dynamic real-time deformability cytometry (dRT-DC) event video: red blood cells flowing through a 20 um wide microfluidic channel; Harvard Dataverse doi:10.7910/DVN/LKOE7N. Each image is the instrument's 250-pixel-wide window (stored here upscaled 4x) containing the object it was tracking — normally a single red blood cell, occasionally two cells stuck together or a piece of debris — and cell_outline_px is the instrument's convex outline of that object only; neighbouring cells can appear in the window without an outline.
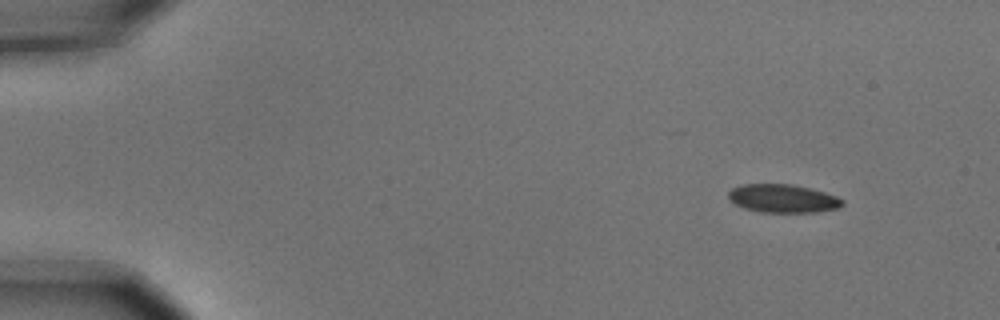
{"species": "common noctule bat (a hibernating species)", "species_latin": "Nyctalus noctula", "temperature_condition": "cold", "stored_images_in_passage": 4, "camera_frame_rate_fps": 3000, "um_per_image_px": 0.085, "animal": {"sex": "male", "body_mass_g": 15.6}, "frame": {"image": 1, "passage_image": 1, "time_ms": 0.0, "image_size_px": [1000, 320], "cell_outline_px": [[844, 204], [840, 208], [816, 212], [760, 212], [744, 208], [728, 200], [728, 192], [732, 188], [744, 184], [792, 184], [824, 192], [836, 196], [844, 200]], "centroid_in_image_um": [66.54, 16.87], "position_along_channel_um": 18.5, "area_um2": 18.84}}
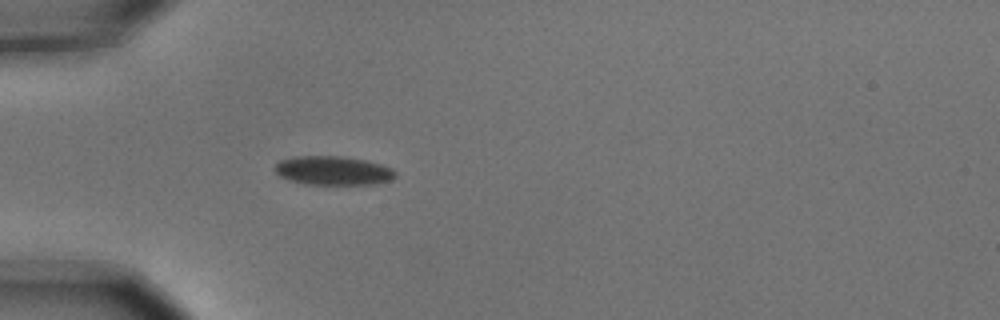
{"frame": {"image": 2, "passage_image": 4, "time_ms": 1.0, "image_size_px": [1000, 320], "cell_outline_px": [[396, 176], [392, 180], [376, 184], [308, 184], [288, 180], [280, 176], [276, 172], [276, 164], [280, 160], [296, 156], [344, 156], [364, 160], [380, 164], [392, 168], [396, 172]], "centroid_in_image_um": [28.34, 14.5], "position_along_channel_um": 56.7, "area_um2": 20.29}}